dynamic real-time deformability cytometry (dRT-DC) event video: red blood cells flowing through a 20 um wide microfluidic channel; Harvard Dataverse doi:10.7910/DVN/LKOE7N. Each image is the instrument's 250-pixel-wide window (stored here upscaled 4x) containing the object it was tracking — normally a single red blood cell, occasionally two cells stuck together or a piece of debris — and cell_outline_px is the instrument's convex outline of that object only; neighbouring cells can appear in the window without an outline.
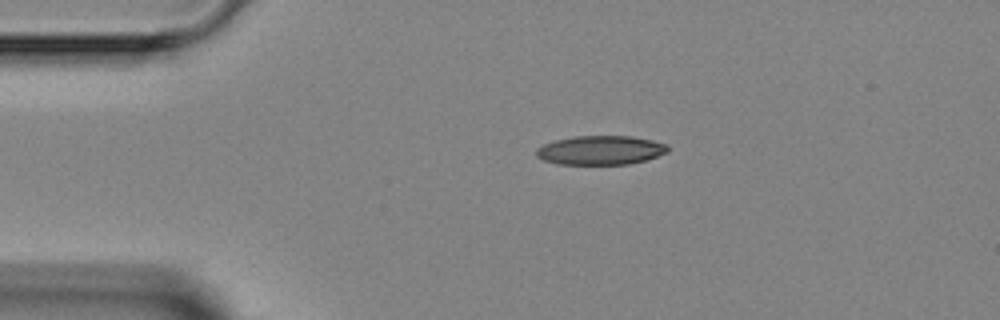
{"species": "Egyptian fruit bat (a non-hibernating species)", "species_latin": "Rousettus aegyptiacus", "temperature_condition": "room temperature", "stored_images_in_passage": 5, "camera_frame_rate_fps": 3000, "um_per_image_px": 0.085, "animal": {"sex": "female"}, "frame": {"image": 1, "passage_image": 5, "time_ms": 5.0, "image_size_px": [1000, 320], "cell_outline_px": [[668, 152], [648, 160], [628, 164], [556, 164], [544, 160], [536, 156], [536, 148], [544, 144], [556, 140], [572, 136], [632, 136], [652, 140], [668, 144]], "centroid_in_image_um": [51.07, 12.77], "position_along_channel_um": 33.9, "area_um2": 22.43}}